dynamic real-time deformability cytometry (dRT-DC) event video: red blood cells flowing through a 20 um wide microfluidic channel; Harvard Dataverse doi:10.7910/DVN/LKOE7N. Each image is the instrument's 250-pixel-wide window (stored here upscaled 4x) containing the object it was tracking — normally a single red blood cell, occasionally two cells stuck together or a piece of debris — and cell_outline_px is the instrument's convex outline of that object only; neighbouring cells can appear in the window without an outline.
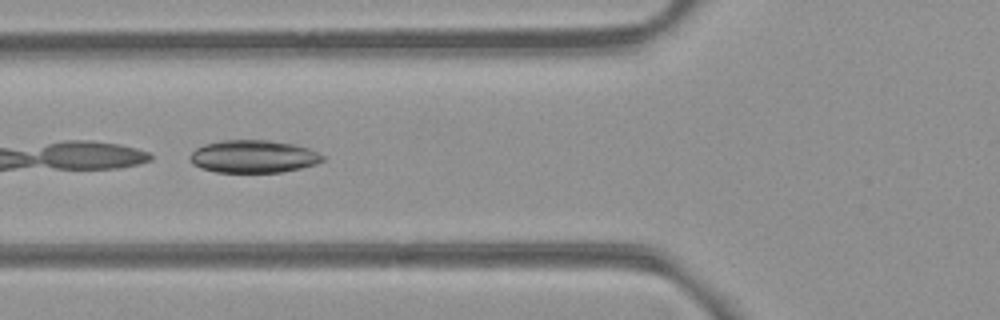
{"species": "common noctule bat (a hibernating species)", "species_latin": "Nyctalus noctula", "temperature_condition": "room temperature", "stored_images_in_passage": 22, "camera_frame_rate_fps": 3000, "um_per_image_px": 0.085, "animal": {"sex": "female", "body_mass_g": 21.9}, "frame": {"image": 1, "passage_image": 4, "time_ms": 1.0, "image_size_px": [1000, 320], "cell_outline_px": [[324, 160], [316, 164], [300, 168], [280, 172], [216, 172], [200, 168], [192, 164], [188, 156], [196, 148], [204, 144], [224, 140], [268, 140], [292, 144], [308, 148], [324, 156]], "centroid_in_image_um": [21.5, 13.3], "position_along_channel_um": 104.3, "area_um2": 25.2}}
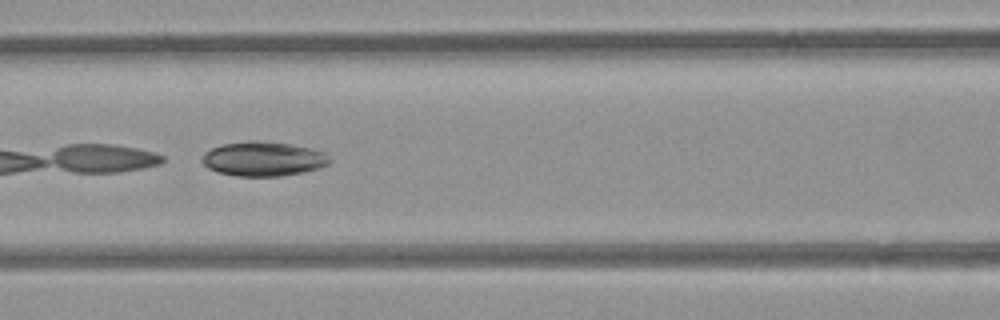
{"frame": {"image": 2, "passage_image": 7, "time_ms": 2.0, "image_size_px": [1000, 320], "cell_outline_px": [[332, 160], [328, 164], [320, 168], [304, 172], [280, 176], [236, 176], [220, 172], [208, 168], [200, 160], [204, 152], [212, 148], [224, 144], [248, 140], [260, 140], [288, 144], [312, 148], [324, 152]], "centroid_in_image_um": [22.39, 13.5], "position_along_channel_um": 144.2, "area_um2": 25.72}}